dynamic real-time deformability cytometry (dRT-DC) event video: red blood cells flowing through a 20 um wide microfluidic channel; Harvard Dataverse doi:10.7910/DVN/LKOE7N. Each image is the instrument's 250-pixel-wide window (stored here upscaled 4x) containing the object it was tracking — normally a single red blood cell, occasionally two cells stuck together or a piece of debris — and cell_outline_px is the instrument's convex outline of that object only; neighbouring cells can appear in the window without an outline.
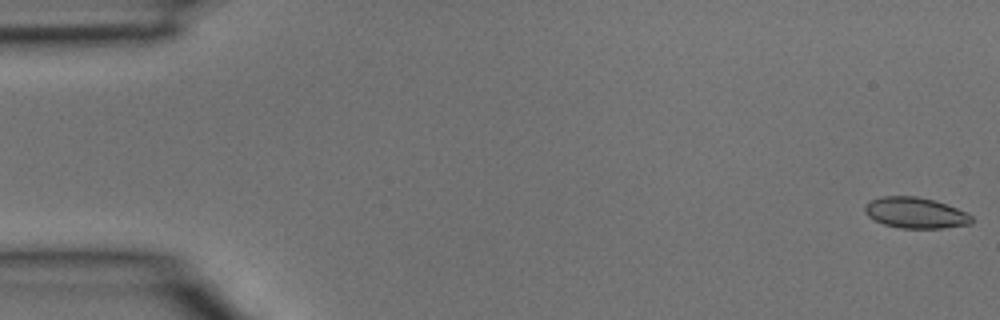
{"species": "common noctule bat (a hibernating species)", "species_latin": "Nyctalus noctula", "temperature_condition": "room temperature", "stored_images_in_passage": 39, "camera_frame_rate_fps": 3000, "um_per_image_px": 0.085, "animal": {"sex": "male", "body_mass_g": 15.6}, "frame": {"image": 1, "passage_image": 1, "time_ms": 0.0, "image_size_px": [1000, 320], "cell_outline_px": [[972, 224], [940, 228], [900, 228], [884, 224], [868, 216], [864, 212], [864, 204], [868, 200], [880, 196], [916, 196], [936, 200], [956, 208], [972, 216]], "centroid_in_image_um": [77.77, 18.07], "position_along_channel_um": 7.2, "area_um2": 19.31}}
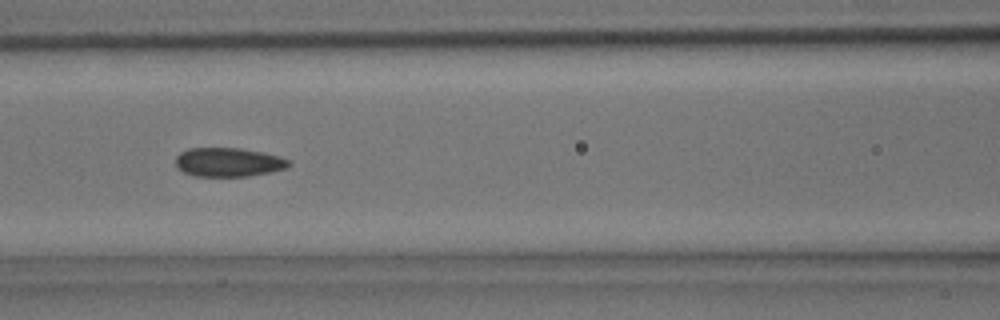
{"frame": {"image": 2, "passage_image": 17, "time_ms": 5.333, "image_size_px": [1000, 320], "cell_outline_px": [[292, 164], [284, 168], [268, 172], [248, 176], [196, 176], [184, 172], [176, 168], [176, 156], [180, 152], [188, 148], [240, 148], [264, 152], [280, 156], [288, 160]], "centroid_in_image_um": [19.39, 13.77], "position_along_channel_um": 147.2, "area_um2": 19.07}}
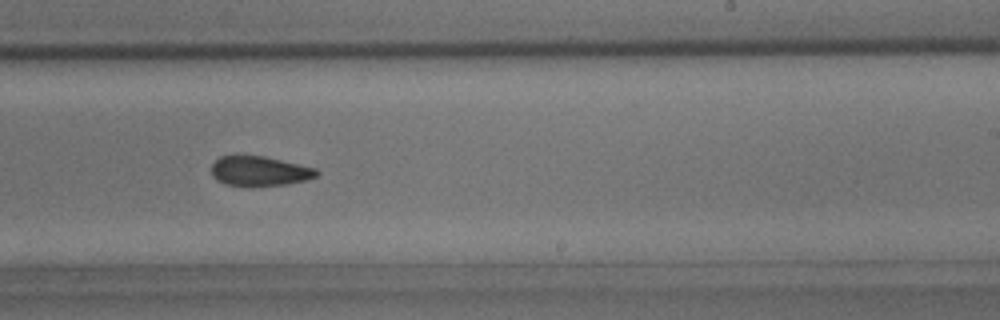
{"frame": {"image": 3, "passage_image": 24, "time_ms": 7.667, "image_size_px": [1000, 320], "cell_outline_px": [[320, 172], [316, 176], [308, 180], [288, 184], [252, 188], [224, 184], [216, 180], [212, 176], [212, 164], [220, 156], [264, 156], [316, 168]], "centroid_in_image_um": [22.06, 14.58], "position_along_channel_um": 266.9, "area_um2": 18.67}}